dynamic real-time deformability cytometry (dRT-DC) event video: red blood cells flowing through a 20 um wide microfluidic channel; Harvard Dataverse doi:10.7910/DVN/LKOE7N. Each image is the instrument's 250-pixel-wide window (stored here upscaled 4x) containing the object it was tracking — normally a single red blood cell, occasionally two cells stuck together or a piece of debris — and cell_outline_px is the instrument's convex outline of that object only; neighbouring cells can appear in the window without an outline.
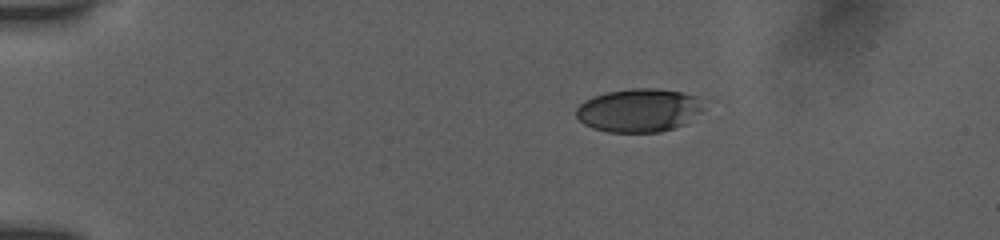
{"species": "human", "species_latin": "Homo sapiens", "temperature_condition": "room temperature", "stored_images_in_passage": 8, "camera_frame_rate_fps": 3000, "um_per_image_px": 0.085, "donor": {"sex": "female"}, "frame": {"image": 1, "passage_image": 1, "time_ms": 0.0, "image_size_px": [1000, 240], "cell_outline_px": [[708, 104], [700, 112], [684, 124], [660, 132], [608, 132], [592, 128], [584, 124], [576, 116], [576, 108], [584, 100], [592, 96], [608, 92], [632, 88], [656, 88], [680, 92], [692, 96]], "centroid_in_image_um": [54.29, 9.37], "position_along_channel_um": 30.7, "area_um2": 32.19}}
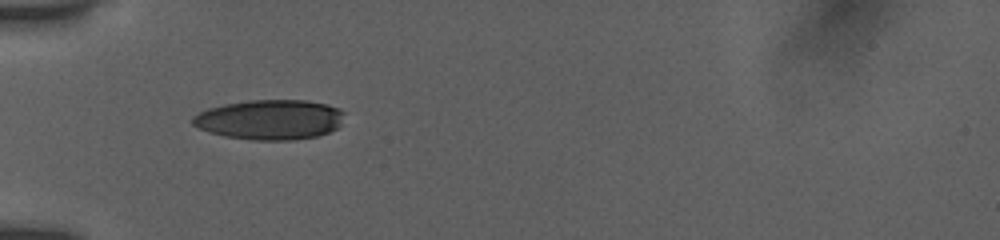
{"frame": {"image": 2, "passage_image": 6, "time_ms": 2.667, "image_size_px": [1000, 240], "cell_outline_px": [[344, 112], [340, 124], [336, 128], [328, 132], [316, 136], [292, 140], [252, 140], [224, 136], [208, 132], [192, 124], [192, 116], [208, 108], [224, 104], [248, 100], [308, 100], [328, 104], [340, 108]], "centroid_in_image_um": [22.93, 10.16], "position_along_channel_um": 62.1, "area_um2": 35.43}}
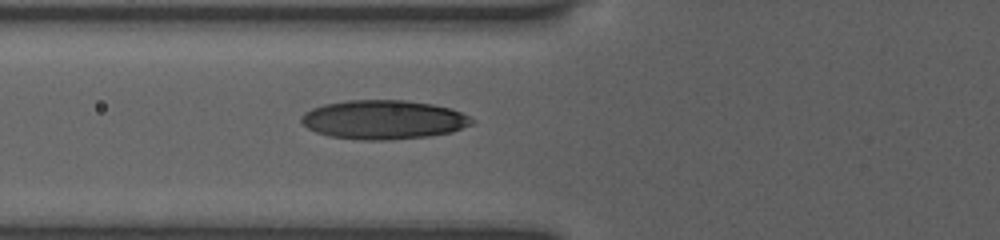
{"frame": {"image": 3, "passage_image": 8, "time_ms": 3.667, "image_size_px": [1000, 240], "cell_outline_px": [[476, 120], [472, 124], [452, 132], [428, 136], [384, 140], [364, 140], [332, 136], [316, 132], [308, 128], [300, 120], [300, 116], [304, 112], [312, 108], [324, 104], [348, 100], [404, 100], [432, 104], [452, 108]], "centroid_in_image_um": [32.6, 10.16], "position_along_channel_um": 93.2, "area_um2": 38.73}}